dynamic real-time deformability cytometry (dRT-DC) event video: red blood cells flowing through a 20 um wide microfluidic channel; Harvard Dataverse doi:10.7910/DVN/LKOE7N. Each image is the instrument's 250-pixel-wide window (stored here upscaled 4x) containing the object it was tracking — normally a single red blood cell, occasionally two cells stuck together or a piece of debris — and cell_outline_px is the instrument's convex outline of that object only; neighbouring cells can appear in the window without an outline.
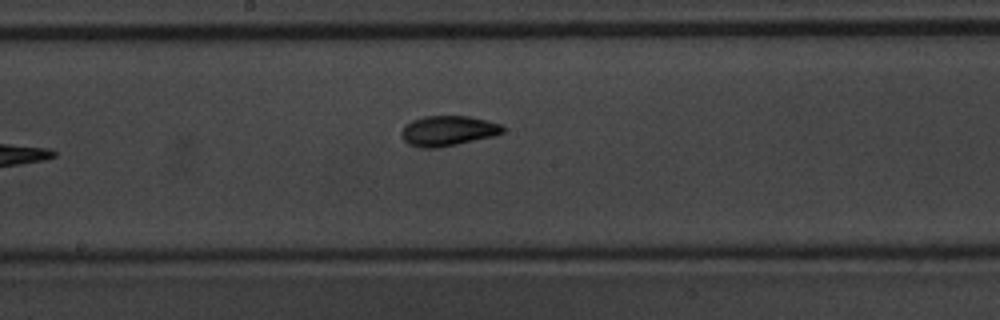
{"species": "common noctule bat (a hibernating species)", "species_latin": "Nyctalus noctula", "temperature_condition": "warm", "stored_images_in_passage": 8, "camera_frame_rate_fps": 3000, "um_per_image_px": 0.085, "animal": {"sex": "male", "body_mass_g": 20.1, "forearm_length_mm": 53.5}, "frame": {"image": 1, "passage_image": 8, "time_ms": 8.667, "image_size_px": [1000, 320], "cell_outline_px": [[504, 132], [492, 136], [456, 144], [436, 148], [420, 148], [408, 144], [404, 140], [400, 132], [404, 124], [412, 120], [424, 116], [472, 116], [500, 124], [504, 128]], "centroid_in_image_um": [38.03, 11.11], "position_along_channel_um": 210.2, "area_um2": 17.8}}